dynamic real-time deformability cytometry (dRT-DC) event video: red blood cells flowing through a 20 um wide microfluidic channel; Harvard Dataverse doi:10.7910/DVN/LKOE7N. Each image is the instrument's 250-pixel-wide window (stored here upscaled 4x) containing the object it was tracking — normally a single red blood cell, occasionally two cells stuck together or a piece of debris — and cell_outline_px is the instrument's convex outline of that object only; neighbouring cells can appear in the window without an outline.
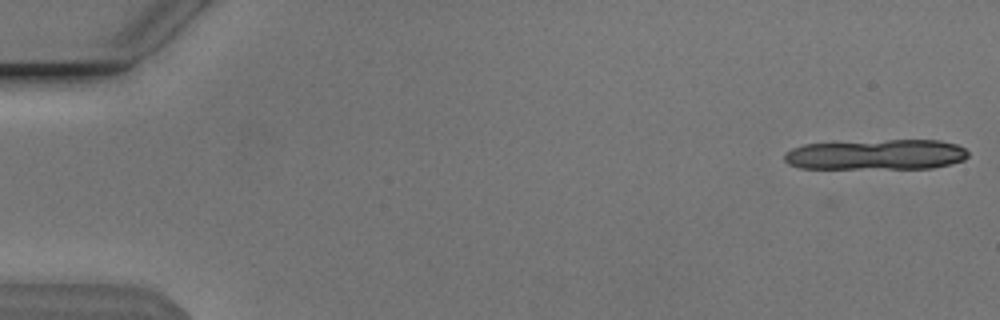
{"species": "Egyptian fruit bat (a non-hibernating species)", "species_latin": "Rousettus aegyptiacus", "temperature_condition": "cold", "stored_images_in_passage": 20, "camera_frame_rate_fps": 3000, "um_per_image_px": 0.085, "animal": {"sex": "male"}, "frame": {"image": 1, "passage_image": 1, "time_ms": 0.0, "image_size_px": [1000, 320], "cell_outline_px": [[968, 156], [964, 160], [932, 168], [800, 168], [788, 164], [784, 160], [784, 152], [792, 148], [804, 144], [888, 140], [940, 140], [956, 144], [964, 148], [968, 152]], "centroid_in_image_um": [74.47, 13.14], "position_along_channel_um": 10.5, "area_um2": 32.48}}